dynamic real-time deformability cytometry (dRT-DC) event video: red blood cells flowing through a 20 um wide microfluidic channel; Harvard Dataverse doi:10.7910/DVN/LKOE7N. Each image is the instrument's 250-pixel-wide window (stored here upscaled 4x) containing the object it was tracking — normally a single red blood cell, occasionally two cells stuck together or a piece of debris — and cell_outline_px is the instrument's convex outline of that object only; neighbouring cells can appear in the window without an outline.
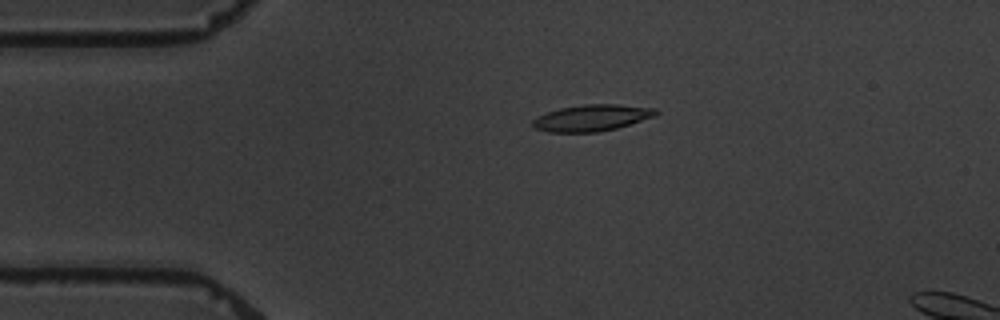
{"species": "common noctule bat (a hibernating species)", "species_latin": "Nyctalus noctula", "temperature_condition": "warm", "stored_images_in_passage": 7, "camera_frame_rate_fps": 3000, "um_per_image_px": 0.085, "animal": {"sex": "male", "body_mass_g": 19.5, "forearm_length_mm": 54.6}, "frame": {"image": 1, "passage_image": 2, "time_ms": 2.333, "image_size_px": [1000, 320], "cell_outline_px": [[660, 112], [656, 116], [616, 128], [596, 132], [548, 132], [532, 128], [532, 120], [536, 116], [560, 108], [584, 104], [616, 104], [656, 108]], "centroid_in_image_um": [50.29, 10.01], "position_along_channel_um": 34.7, "area_um2": 19.07}}
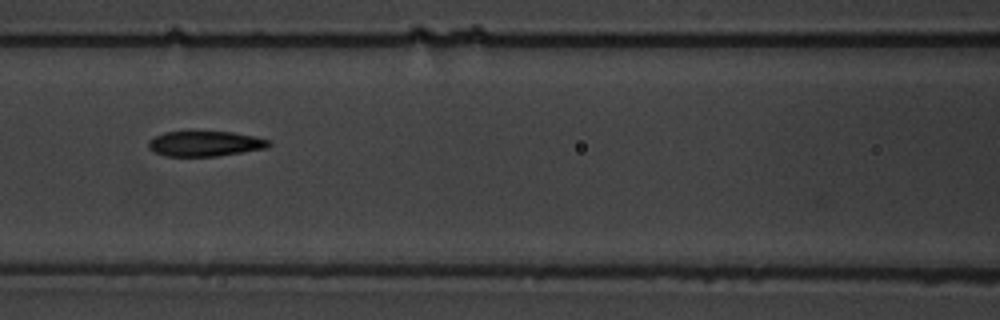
{"frame": {"image": 2, "passage_image": 6, "time_ms": 6.667, "image_size_px": [1000, 320], "cell_outline_px": [[272, 144], [264, 148], [216, 156], [164, 156], [152, 152], [148, 148], [148, 140], [164, 132], [232, 132], [256, 136], [268, 140]], "centroid_in_image_um": [17.37, 12.21], "position_along_channel_um": 149.2, "area_um2": 17.57}}
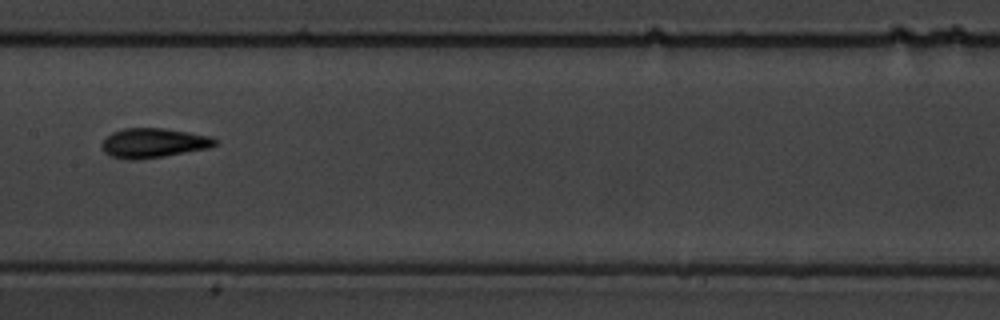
{"frame": {"image": 3, "passage_image": 7, "time_ms": 8.0, "image_size_px": [1000, 320], "cell_outline_px": [[216, 144], [212, 148], [164, 156], [136, 160], [124, 160], [112, 156], [104, 152], [100, 148], [100, 144], [112, 132], [124, 128], [164, 128], [188, 132], [208, 136], [216, 140]], "centroid_in_image_um": [13.01, 12.16], "position_along_channel_um": 194.4, "area_um2": 19.59}}